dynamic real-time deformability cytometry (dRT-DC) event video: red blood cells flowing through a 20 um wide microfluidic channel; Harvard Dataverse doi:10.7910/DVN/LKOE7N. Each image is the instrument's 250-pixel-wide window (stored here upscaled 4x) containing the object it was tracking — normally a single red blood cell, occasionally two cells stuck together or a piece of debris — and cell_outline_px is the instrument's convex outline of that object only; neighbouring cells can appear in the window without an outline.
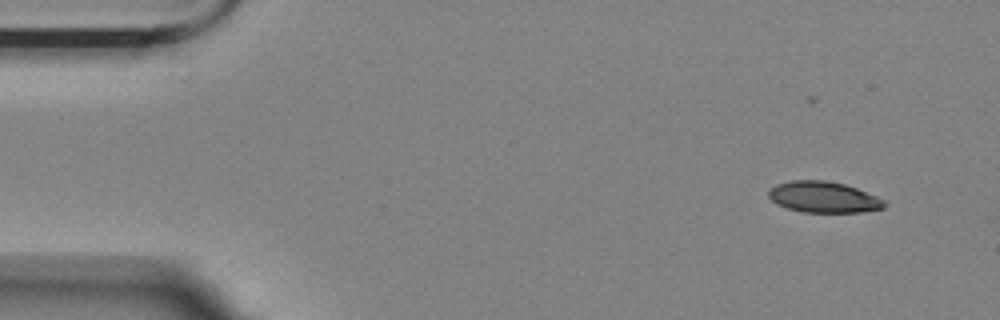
{"species": "Egyptian fruit bat (a non-hibernating species)", "species_latin": "Rousettus aegyptiacus", "temperature_condition": "room temperature", "stored_images_in_passage": 5, "camera_frame_rate_fps": 3000, "um_per_image_px": 0.085, "animal": {"sex": "female"}, "frame": {"image": 1, "passage_image": 1, "time_ms": 0.0, "image_size_px": [1000, 320], "cell_outline_px": [[888, 204], [884, 208], [860, 212], [804, 212], [788, 208], [776, 204], [768, 196], [768, 192], [776, 184], [792, 180], [824, 180], [844, 184], [856, 188], [876, 196], [884, 200]], "centroid_in_image_um": [70.01, 16.75], "position_along_channel_um": 15.0, "area_um2": 20.87}}
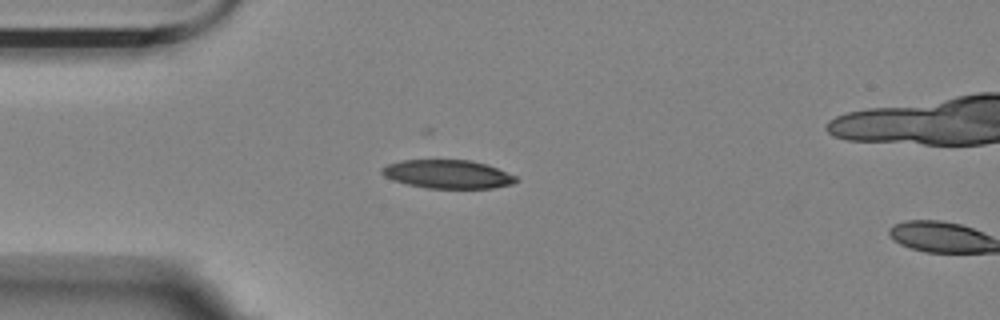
{"frame": {"image": 2, "passage_image": 4, "time_ms": 1.0, "image_size_px": [1000, 320], "cell_outline_px": [[520, 180], [512, 184], [492, 188], [428, 188], [408, 184], [392, 180], [384, 176], [380, 172], [380, 168], [388, 164], [404, 160], [472, 160], [488, 164], [516, 176]], "centroid_in_image_um": [38.07, 14.8], "position_along_channel_um": 46.9, "area_um2": 22.37}}